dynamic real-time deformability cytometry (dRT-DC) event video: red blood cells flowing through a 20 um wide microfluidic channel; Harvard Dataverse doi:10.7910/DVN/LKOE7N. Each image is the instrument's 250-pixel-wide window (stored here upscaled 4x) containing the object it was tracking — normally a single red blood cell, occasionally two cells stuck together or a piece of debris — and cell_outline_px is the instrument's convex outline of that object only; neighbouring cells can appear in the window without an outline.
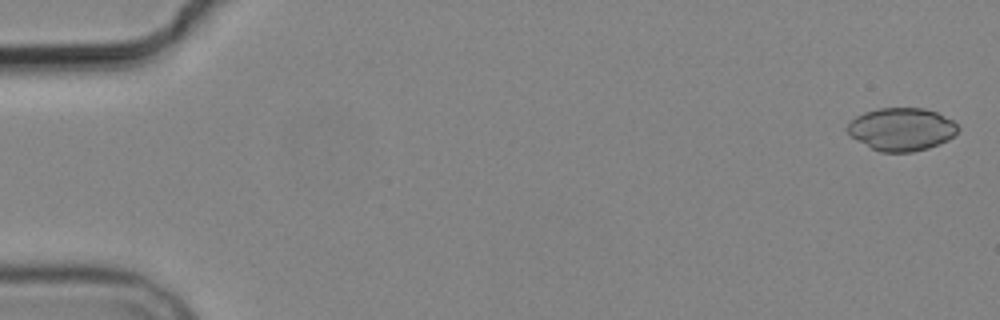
{"species": "common noctule bat (a hibernating species)", "species_latin": "Nyctalus noctula", "temperature_condition": "cold", "stored_images_in_passage": 3, "camera_frame_rate_fps": 3000, "um_per_image_px": 0.085, "animal": {"sex": "male", "body_mass_g": 19.2, "forearm_length_mm": 51.8}, "frame": {"image": 1, "passage_image": 1, "time_ms": 0.0, "image_size_px": [1000, 320], "cell_outline_px": [[960, 128], [948, 140], [928, 148], [912, 152], [880, 152], [872, 148], [852, 136], [848, 132], [848, 124], [856, 116], [864, 112], [880, 108], [924, 108], [936, 112], [952, 120]], "centroid_in_image_um": [76.65, 10.98], "position_along_channel_um": 8.4, "area_um2": 27.28}}